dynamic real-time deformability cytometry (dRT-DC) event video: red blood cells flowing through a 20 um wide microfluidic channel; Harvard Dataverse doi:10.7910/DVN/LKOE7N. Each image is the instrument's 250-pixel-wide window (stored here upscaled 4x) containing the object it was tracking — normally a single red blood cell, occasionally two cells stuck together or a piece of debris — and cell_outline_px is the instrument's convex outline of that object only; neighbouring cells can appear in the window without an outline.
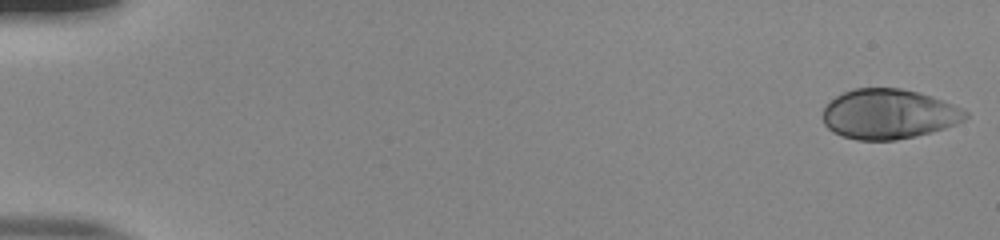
{"species": "human", "species_latin": "Homo sapiens", "temperature_condition": "room temperature", "stored_images_in_passage": 14, "camera_frame_rate_fps": 3000, "um_per_image_px": 0.085, "donor": {"sex": "male"}, "frame": {"image": 1, "passage_image": 1, "time_ms": 0.0, "image_size_px": [1000, 240], "cell_outline_px": [[968, 116], [964, 120], [956, 124], [932, 132], [896, 140], [856, 140], [832, 132], [824, 124], [820, 116], [824, 108], [836, 96], [844, 92], [856, 88], [900, 88], [932, 96], [952, 104], [968, 112]], "centroid_in_image_um": [75.51, 9.7], "position_along_channel_um": 9.5, "area_um2": 41.44}}